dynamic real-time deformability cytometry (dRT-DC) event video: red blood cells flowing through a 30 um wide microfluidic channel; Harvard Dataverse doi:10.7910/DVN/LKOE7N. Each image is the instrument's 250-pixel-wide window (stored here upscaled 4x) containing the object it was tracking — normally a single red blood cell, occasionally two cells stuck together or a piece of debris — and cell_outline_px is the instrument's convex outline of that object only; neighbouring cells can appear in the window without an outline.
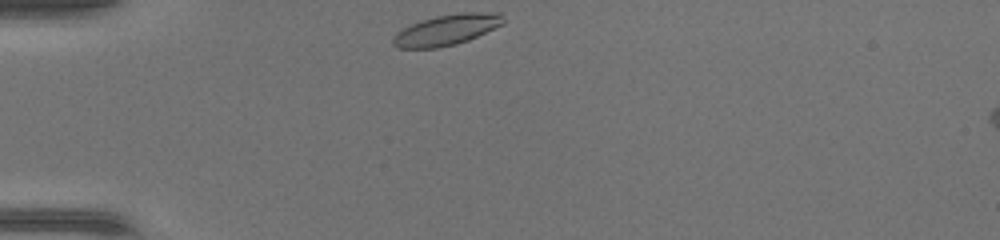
{"species": "common noctule bat (a hibernating species)", "species_latin": "Nyctalus noctula", "temperature_condition": "warm", "stored_images_in_passage": 29, "camera_frame_rate_fps": 3000, "um_per_image_px": 0.085, "animal": {"sex": "female", "body_mass_g": 17.0, "forearm_length_mm": 48.0}, "frame": {"image": 1, "passage_image": 1, "time_ms": 0.0, "image_size_px": [1000, 240], "cell_outline_px": [[504, 24], [468, 40], [456, 44], [436, 48], [396, 48], [392, 44], [392, 36], [396, 32], [420, 20], [436, 16], [460, 12], [500, 12], [504, 16]], "centroid_in_image_um": [37.96, 2.53], "position_along_channel_um": 47.0, "area_um2": 19.94}}
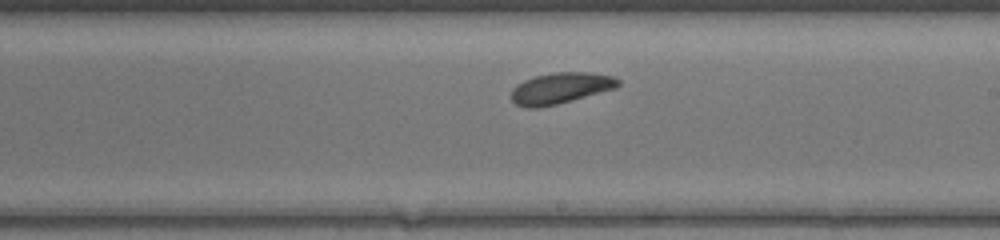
{"frame": {"image": 2, "passage_image": 16, "time_ms": 5.0, "image_size_px": [1000, 240], "cell_outline_px": [[620, 84], [616, 88], [556, 104], [540, 108], [524, 108], [516, 104], [512, 100], [512, 88], [516, 84], [524, 80], [536, 76], [556, 72], [592, 72], [612, 76], [620, 80]], "centroid_in_image_um": [47.63, 7.49], "position_along_channel_um": 241.4, "area_um2": 19.31}}
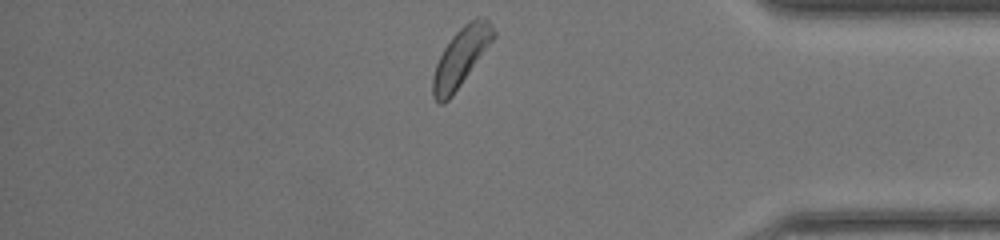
{"frame": {"image": 3, "passage_image": 28, "time_ms": 9.0, "image_size_px": [1000, 240], "cell_outline_px": [[496, 36], [452, 96], [444, 104], [440, 104], [432, 96], [432, 76], [436, 64], [444, 48], [452, 36], [468, 20], [476, 16], [484, 16], [492, 24], [496, 32]], "centroid_in_image_um": [39.18, 4.83], "position_along_channel_um": 396.0, "area_um2": 20.69}}